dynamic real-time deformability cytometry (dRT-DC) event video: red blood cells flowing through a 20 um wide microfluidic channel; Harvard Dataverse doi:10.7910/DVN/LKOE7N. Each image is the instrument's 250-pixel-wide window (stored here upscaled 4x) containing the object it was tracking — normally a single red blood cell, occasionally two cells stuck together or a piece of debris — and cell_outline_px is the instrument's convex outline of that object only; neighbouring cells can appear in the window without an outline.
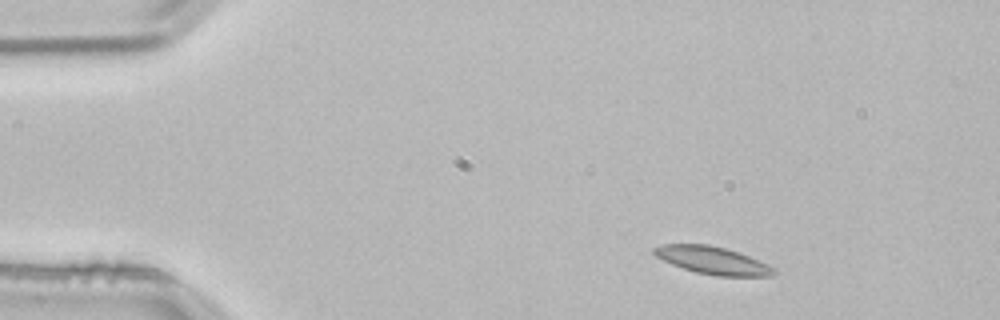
{"species": "common noctule bat (a hibernating species)", "species_latin": "Nyctalus noctula", "temperature_condition": "room temperature", "stored_images_in_passage": 2, "camera_frame_rate_fps": 3000, "um_per_image_px": 0.085, "animal": {"sex": "male", "body_mass_g": 21.5, "forearm_length_mm": 52.0}, "frame": {"image": 1, "passage_image": 1, "time_ms": 0.0, "image_size_px": [1000, 320], "cell_outline_px": [[780, 272], [772, 276], [716, 276], [696, 272], [672, 264], [656, 256], [652, 252], [652, 248], [660, 244], [708, 244], [740, 252], [768, 264], [776, 268]], "centroid_in_image_um": [60.62, 22.13], "position_along_channel_um": 24.4, "area_um2": 19.42}}